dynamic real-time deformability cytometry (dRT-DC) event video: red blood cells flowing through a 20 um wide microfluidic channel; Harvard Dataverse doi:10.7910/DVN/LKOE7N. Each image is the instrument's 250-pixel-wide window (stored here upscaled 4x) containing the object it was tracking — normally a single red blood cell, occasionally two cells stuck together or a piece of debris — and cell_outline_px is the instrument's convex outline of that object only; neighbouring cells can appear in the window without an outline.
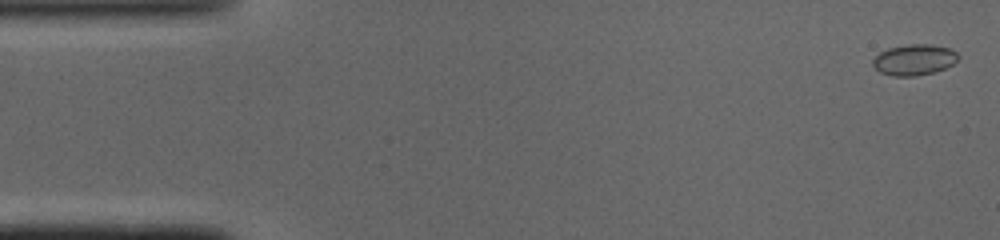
{"species": "common noctule bat (a hibernating species)", "species_latin": "Nyctalus noctula", "temperature_condition": "cold", "stored_images_in_passage": 49, "camera_frame_rate_fps": 3000, "um_per_image_px": 0.085, "animal": {"sex": "male", "body_mass_g": 19.0, "forearm_length_mm": 50.8}, "frame": {"image": 1, "passage_image": 2, "time_ms": 0.333, "image_size_px": [1000, 240], "cell_outline_px": [[960, 56], [952, 64], [936, 72], [916, 76], [892, 76], [880, 72], [872, 64], [872, 60], [880, 52], [888, 48], [908, 44], [932, 44], [952, 48]], "centroid_in_image_um": [77.72, 5.07], "position_along_channel_um": 7.3, "area_um2": 15.49}}
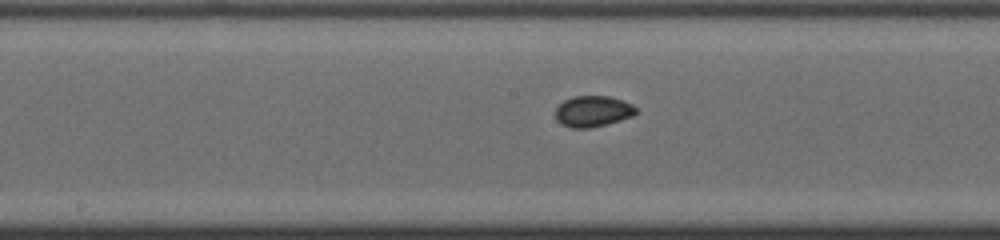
{"frame": {"image": 2, "passage_image": 25, "time_ms": 8.0, "image_size_px": [1000, 240], "cell_outline_px": [[636, 112], [632, 116], [620, 120], [588, 128], [572, 128], [556, 120], [556, 108], [564, 100], [576, 96], [608, 96], [632, 104], [636, 108]], "centroid_in_image_um": [50.38, 9.45], "position_along_channel_um": 197.8, "area_um2": 14.22}}
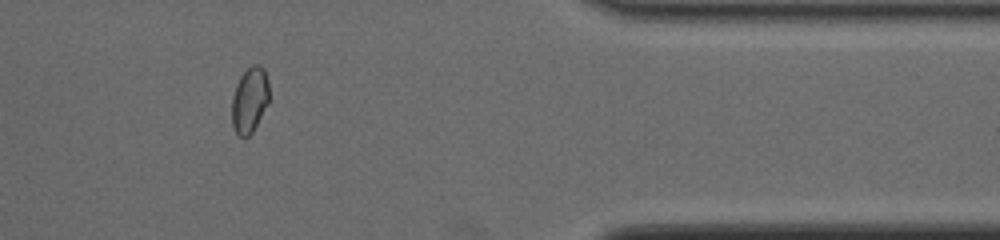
{"frame": {"image": 3, "passage_image": 41, "time_ms": 13.333, "image_size_px": [1000, 240], "cell_outline_px": [[268, 104], [252, 132], [248, 136], [236, 136], [232, 124], [232, 96], [236, 84], [240, 76], [252, 64], [260, 64], [264, 68], [268, 80]], "centroid_in_image_um": [21.21, 8.48], "position_along_channel_um": 390.2, "area_um2": 14.33}}